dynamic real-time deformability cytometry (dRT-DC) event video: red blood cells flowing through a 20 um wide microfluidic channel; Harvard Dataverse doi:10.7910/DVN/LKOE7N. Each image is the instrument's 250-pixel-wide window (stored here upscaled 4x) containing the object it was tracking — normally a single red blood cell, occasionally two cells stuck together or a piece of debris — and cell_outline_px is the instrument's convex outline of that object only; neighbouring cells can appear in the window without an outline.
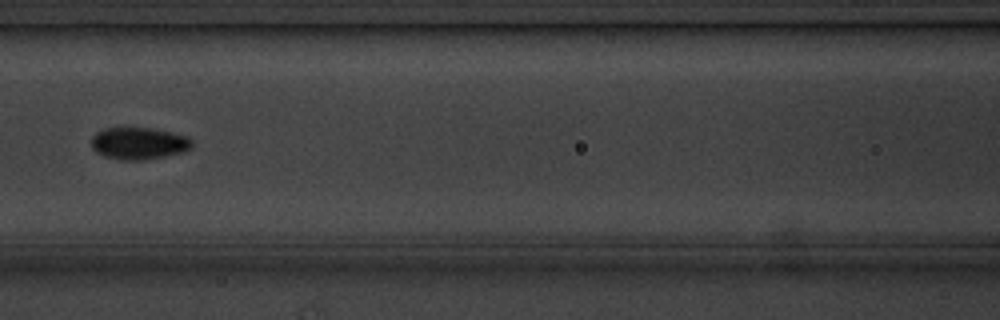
{"species": "common noctule bat (a hibernating species)", "species_latin": "Nyctalus noctula", "temperature_condition": "cold", "stored_images_in_passage": 9, "camera_frame_rate_fps": 3000, "um_per_image_px": 0.085, "animal": {"sex": "male", "body_mass_g": 20.1, "forearm_length_mm": 53.5}, "frame": {"image": 1, "passage_image": 8, "time_ms": 8.0, "image_size_px": [1000, 320], "cell_outline_px": [[192, 148], [184, 152], [164, 156], [140, 160], [120, 160], [104, 156], [96, 152], [92, 148], [92, 136], [96, 132], [104, 128], [152, 128], [172, 132], [188, 136], [192, 140]], "centroid_in_image_um": [11.81, 12.18], "position_along_channel_um": 154.8, "area_um2": 18.9}}